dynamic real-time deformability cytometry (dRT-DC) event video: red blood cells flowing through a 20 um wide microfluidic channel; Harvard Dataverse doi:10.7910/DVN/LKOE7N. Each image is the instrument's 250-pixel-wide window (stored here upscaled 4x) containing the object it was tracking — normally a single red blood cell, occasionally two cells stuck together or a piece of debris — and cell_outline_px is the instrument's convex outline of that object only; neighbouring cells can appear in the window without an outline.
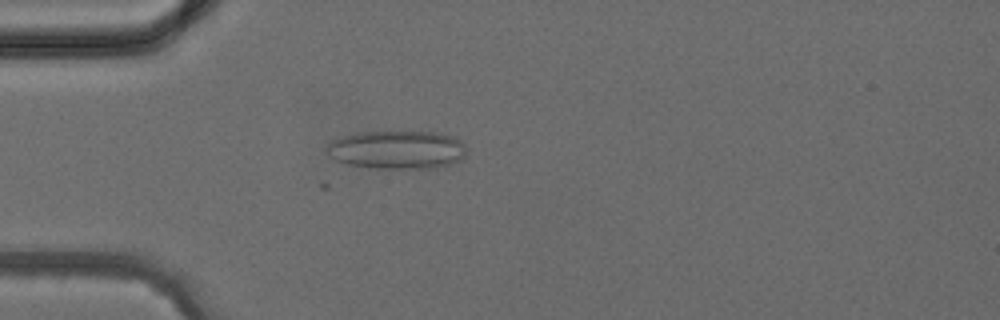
{"species": "common noctule bat (a hibernating species)", "species_latin": "Nyctalus noctula", "temperature_condition": "cold", "stored_images_in_passage": 3, "camera_frame_rate_fps": 3000, "um_per_image_px": 0.085, "animal": {"sex": "female", "body_mass_g": 24.6, "forearm_length_mm": 56.2}, "frame": {"image": 1, "passage_image": 3, "time_ms": 3.0, "image_size_px": [1000, 320], "cell_outline_px": [[468, 148], [464, 156], [460, 160], [436, 168], [376, 168], [348, 164], [336, 160], [324, 152], [328, 144], [332, 140], [356, 132], [436, 132], [452, 136], [460, 140]], "centroid_in_image_um": [33.75, 12.72], "position_along_channel_um": 51.2, "area_um2": 31.33}}